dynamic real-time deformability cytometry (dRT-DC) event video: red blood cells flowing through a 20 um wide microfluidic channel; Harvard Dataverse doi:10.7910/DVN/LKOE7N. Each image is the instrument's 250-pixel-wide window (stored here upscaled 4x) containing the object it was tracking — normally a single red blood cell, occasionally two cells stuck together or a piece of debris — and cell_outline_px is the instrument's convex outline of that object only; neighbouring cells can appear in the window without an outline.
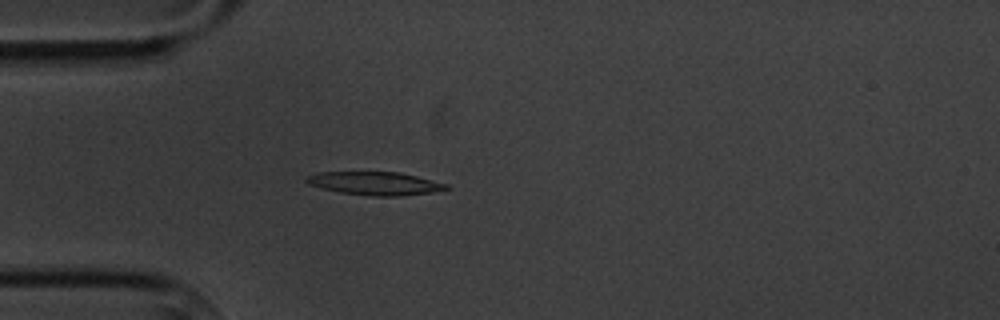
{"species": "common noctule bat (a hibernating species)", "species_latin": "Nyctalus noctula", "temperature_condition": "cold", "stored_images_in_passage": 4, "camera_frame_rate_fps": 3000, "um_per_image_px": 0.085, "animal": {"sex": "male", "body_mass_g": 20.1, "forearm_length_mm": 53.5}, "frame": {"image": 1, "passage_image": 4, "time_ms": 4.333, "image_size_px": [1000, 320], "cell_outline_px": [[452, 188], [432, 192], [400, 196], [372, 196], [340, 192], [308, 184], [304, 180], [308, 176], [320, 172], [400, 172], [448, 184]], "centroid_in_image_um": [31.92, 15.59], "position_along_channel_um": 53.1, "area_um2": 18.79}}